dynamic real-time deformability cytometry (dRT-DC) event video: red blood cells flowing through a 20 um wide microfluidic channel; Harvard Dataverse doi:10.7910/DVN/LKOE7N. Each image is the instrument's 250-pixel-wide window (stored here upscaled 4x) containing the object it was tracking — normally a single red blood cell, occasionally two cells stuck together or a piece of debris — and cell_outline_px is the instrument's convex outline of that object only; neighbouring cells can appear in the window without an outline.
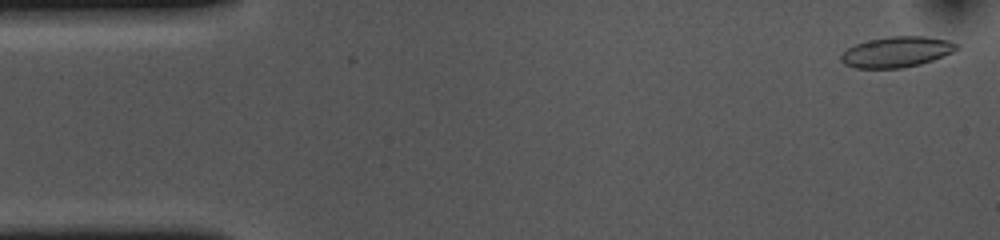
{"species": "common noctule bat (a hibernating species)", "species_latin": "Nyctalus noctula", "temperature_condition": "cold", "stored_images_in_passage": 54, "camera_frame_rate_fps": 3000, "um_per_image_px": 0.085, "animal": {"sex": "female", "body_mass_g": 10.0, "forearm_length_mm": 53.1}, "frame": {"image": 1, "passage_image": 2, "time_ms": 0.333, "image_size_px": [1000, 240], "cell_outline_px": [[960, 48], [944, 56], [920, 64], [900, 68], [856, 68], [844, 64], [840, 60], [840, 56], [848, 48], [856, 44], [868, 40], [888, 36], [924, 36], [948, 40], [960, 44]], "centroid_in_image_um": [76.24, 4.41], "position_along_channel_um": 8.8, "area_um2": 20.69}}
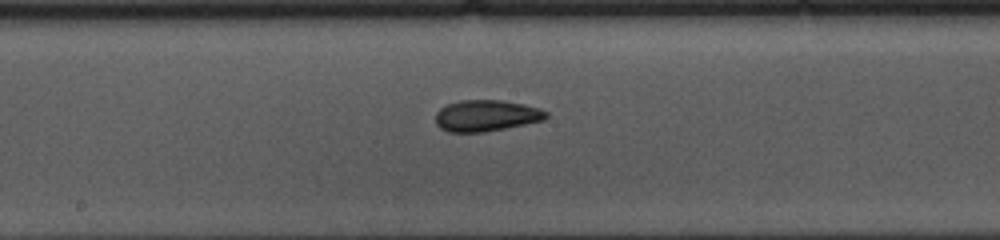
{"frame": {"image": 2, "passage_image": 27, "time_ms": 8.667, "image_size_px": [1000, 240], "cell_outline_px": [[548, 116], [544, 120], [484, 132], [448, 132], [440, 128], [436, 124], [436, 112], [440, 108], [448, 104], [460, 100], [500, 100], [524, 104], [540, 108], [548, 112]], "centroid_in_image_um": [41.32, 9.83], "position_along_channel_um": 206.9, "area_um2": 20.17}}
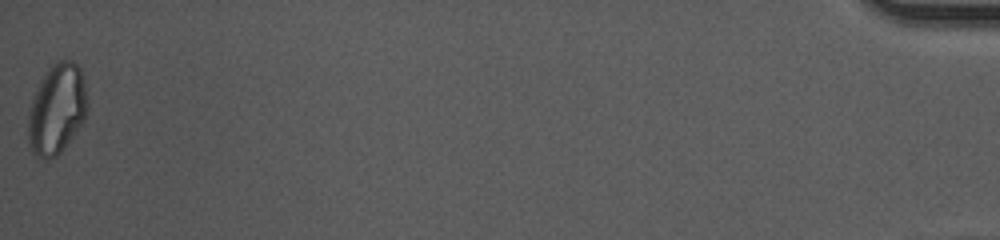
{"frame": {"image": 3, "passage_image": 54, "time_ms": 17.667, "image_size_px": [1000, 240], "cell_outline_px": [[88, 108], [84, 120], [60, 152], [56, 156], [48, 160], [44, 160], [36, 156], [32, 152], [28, 140], [28, 116], [32, 100], [40, 80], [48, 68], [60, 60], [72, 60], [80, 68], [84, 80], [88, 104]], "centroid_in_image_um": [4.83, 9.28], "position_along_channel_um": 430.4, "area_um2": 31.04}, "authors_computed_cell_mechanics": {"area_um2": 20.6635, "velocity_mm_per_s": 3.6458, "shape_relaxation_time_tau1_ms": 7.0418, "shape_relaxation_time_tau2_ms": 2.7758, "deformation_change_tau1": 0.1421, "deformation_change_tau2": 0.0786}}